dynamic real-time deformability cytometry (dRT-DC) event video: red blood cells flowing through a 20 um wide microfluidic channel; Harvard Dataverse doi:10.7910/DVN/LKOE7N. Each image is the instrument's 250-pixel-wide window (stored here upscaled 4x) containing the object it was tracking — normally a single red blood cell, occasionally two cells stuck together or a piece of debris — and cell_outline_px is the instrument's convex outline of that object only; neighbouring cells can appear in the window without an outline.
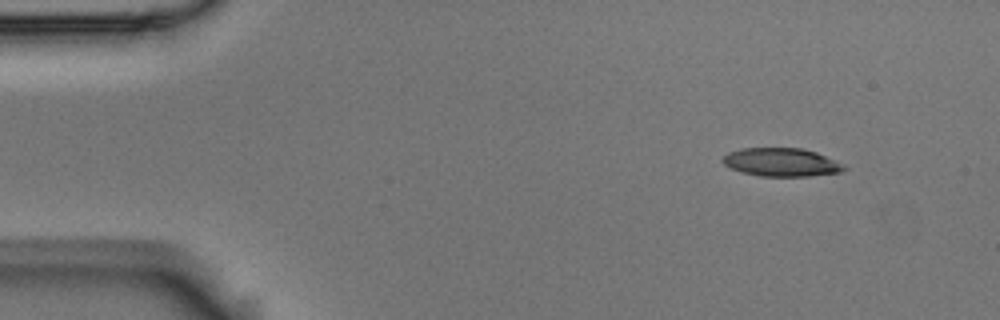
{"species": "Egyptian fruit bat (a non-hibernating species)", "species_latin": "Rousettus aegyptiacus", "temperature_condition": "room temperature", "stored_images_in_passage": 5, "camera_frame_rate_fps": 3000, "um_per_image_px": 0.085, "animal": {"sex": "male"}, "frame": {"image": 1, "passage_image": 1, "time_ms": 0.0, "image_size_px": [1000, 320], "cell_outline_px": [[848, 168], [840, 172], [808, 176], [760, 176], [740, 172], [724, 164], [720, 160], [728, 152], [740, 148], [800, 148], [816, 152]], "centroid_in_image_um": [66.34, 13.79], "position_along_channel_um": 18.7, "area_um2": 19.83}}
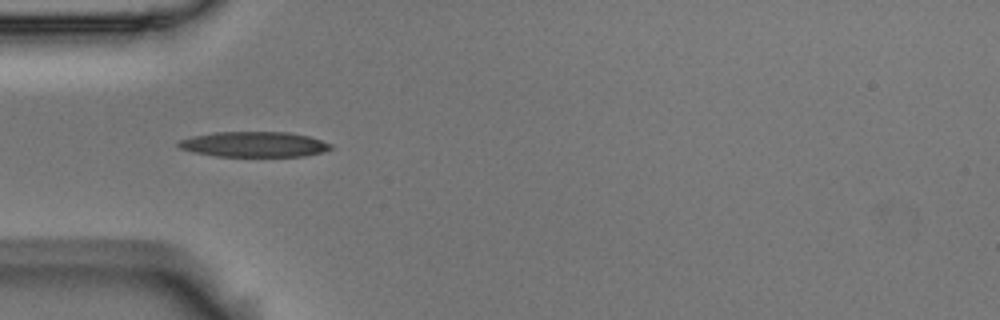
{"frame": {"image": 2, "passage_image": 4, "time_ms": 1.0, "image_size_px": [1000, 320], "cell_outline_px": [[332, 148], [324, 152], [304, 156], [216, 156], [192, 152], [180, 148], [176, 144], [180, 140], [192, 136], [216, 132], [288, 132], [308, 136], [332, 144]], "centroid_in_image_um": [21.59, 12.27], "position_along_channel_um": 63.4, "area_um2": 22.43}}
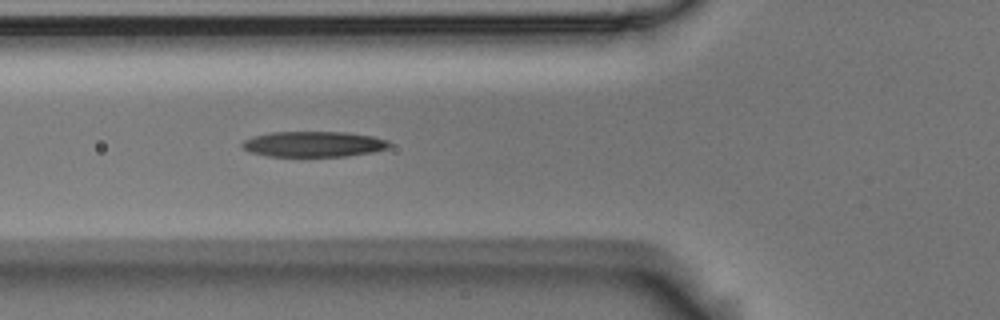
{"frame": {"image": 3, "passage_image": 5, "time_ms": 1.333, "image_size_px": [1000, 320], "cell_outline_px": [[392, 144], [388, 148], [372, 152], [348, 156], [268, 156], [248, 152], [240, 144], [244, 140], [252, 136], [272, 132], [348, 132], [372, 136], [388, 140]], "centroid_in_image_um": [26.66, 12.25], "position_along_channel_um": 99.1, "area_um2": 22.02}}